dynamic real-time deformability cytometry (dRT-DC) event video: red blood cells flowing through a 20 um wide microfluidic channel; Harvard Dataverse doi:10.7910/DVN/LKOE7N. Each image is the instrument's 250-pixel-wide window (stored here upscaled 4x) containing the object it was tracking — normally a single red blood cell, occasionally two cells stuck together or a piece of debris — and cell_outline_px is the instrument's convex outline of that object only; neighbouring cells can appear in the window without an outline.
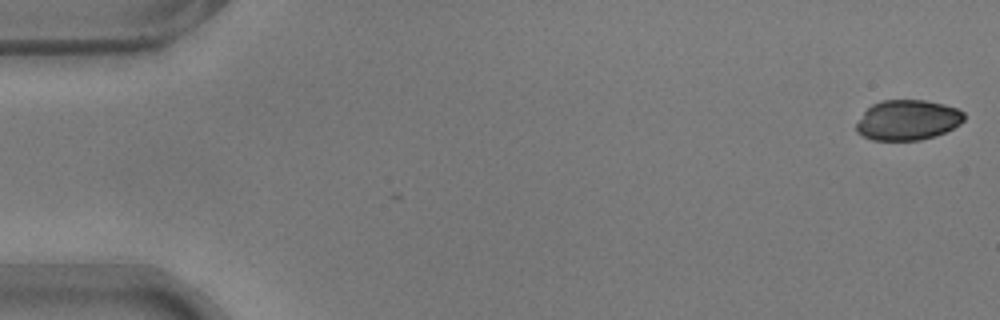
{"species": "common noctule bat (a hibernating species)", "species_latin": "Nyctalus noctula", "temperature_condition": "warm", "stored_images_in_passage": 3, "camera_frame_rate_fps": 3000, "um_per_image_px": 0.085, "animal": {"sex": "male", "body_mass_g": 17.9}, "frame": {"image": 1, "passage_image": 1, "time_ms": 0.0, "image_size_px": [1000, 320], "cell_outline_px": [[964, 120], [960, 124], [944, 132], [920, 140], [872, 140], [856, 132], [856, 124], [864, 112], [872, 104], [880, 100], [924, 100], [944, 104], [956, 108], [964, 112]], "centroid_in_image_um": [77.13, 10.19], "position_along_channel_um": 7.9, "area_um2": 25.14}}